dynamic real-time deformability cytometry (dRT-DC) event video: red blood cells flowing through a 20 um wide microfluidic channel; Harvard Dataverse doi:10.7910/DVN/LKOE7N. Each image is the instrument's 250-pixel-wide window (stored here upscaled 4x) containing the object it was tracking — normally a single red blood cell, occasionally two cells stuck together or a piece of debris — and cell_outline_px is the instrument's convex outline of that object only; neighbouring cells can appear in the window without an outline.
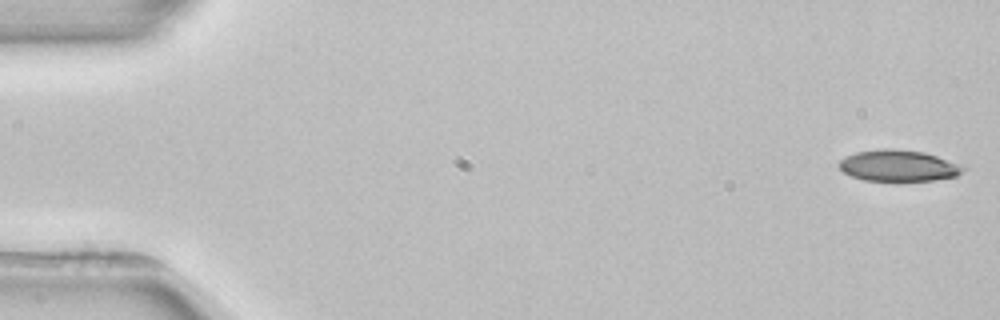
{"species": "common noctule bat (a hibernating species)", "species_latin": "Nyctalus noctula", "temperature_condition": "room temperature", "stored_images_in_passage": 5, "camera_frame_rate_fps": 3000, "um_per_image_px": 0.085, "animal": {"sex": "female", "body_mass_g": 22.7, "forearm_length_mm": 54.2}, "frame": {"image": 1, "passage_image": 1, "time_ms": 0.0, "image_size_px": [1000, 320], "cell_outline_px": [[968, 168], [956, 176], [936, 180], [900, 184], [896, 184], [864, 180], [852, 176], [844, 172], [840, 168], [840, 160], [856, 152], [884, 148], [896, 148], [924, 152], [936, 156]], "centroid_in_image_um": [76.38, 14.14], "position_along_channel_um": 8.6, "area_um2": 23.41}}
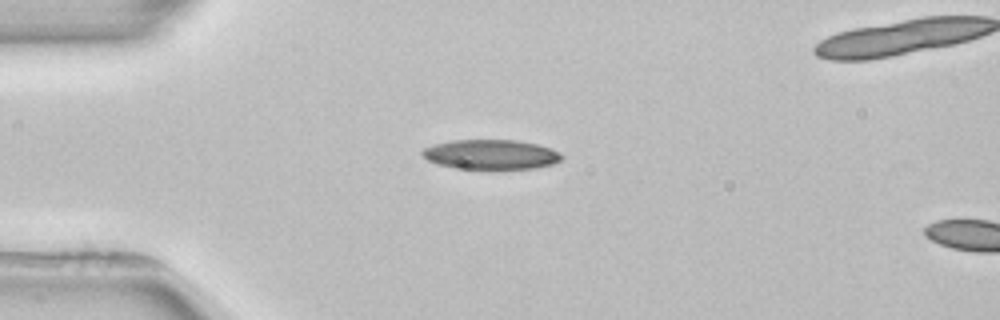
{"frame": {"image": 2, "passage_image": 4, "time_ms": 4.0, "image_size_px": [1000, 320], "cell_outline_px": [[564, 156], [560, 160], [552, 164], [536, 168], [452, 168], [436, 164], [428, 160], [420, 152], [424, 148], [436, 144], [452, 140], [516, 140], [536, 144], [552, 148]], "centroid_in_image_um": [41.72, 13.12], "position_along_channel_um": 43.3, "area_um2": 23.93}}